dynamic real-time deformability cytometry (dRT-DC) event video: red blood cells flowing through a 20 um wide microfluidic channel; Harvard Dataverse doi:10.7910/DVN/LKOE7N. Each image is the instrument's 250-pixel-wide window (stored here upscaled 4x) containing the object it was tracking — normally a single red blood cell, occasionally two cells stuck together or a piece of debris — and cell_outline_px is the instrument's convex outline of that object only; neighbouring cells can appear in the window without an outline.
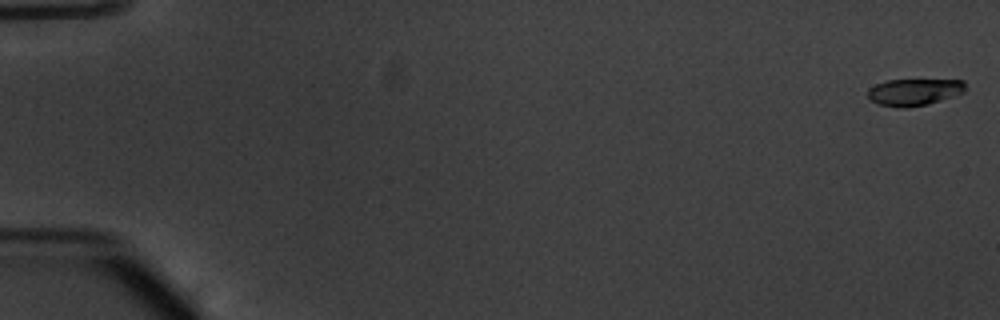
{"species": "common noctule bat (a hibernating species)", "species_latin": "Nyctalus noctula", "temperature_condition": "warm", "stored_images_in_passage": 54, "camera_frame_rate_fps": 3000, "um_per_image_px": 0.085, "animal": {"sex": "male", "body_mass_g": 20.1, "forearm_length_mm": 53.5}, "frame": {"image": 1, "passage_image": 1, "time_ms": 0.0, "image_size_px": [1000, 320], "cell_outline_px": [[964, 92], [940, 100], [924, 104], [904, 108], [880, 104], [872, 100], [868, 96], [868, 88], [876, 84], [888, 80], [964, 80]], "centroid_in_image_um": [77.68, 7.81], "position_along_channel_um": 7.3, "area_um2": 14.85}}
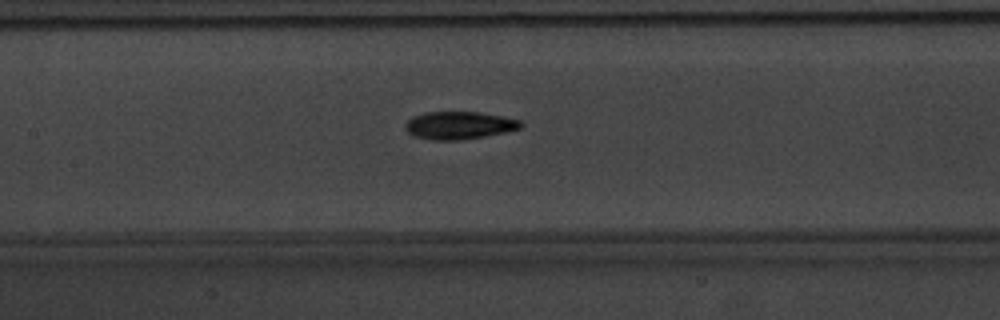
{"frame": {"image": 2, "passage_image": 27, "time_ms": 8.667, "image_size_px": [1000, 320], "cell_outline_px": [[524, 124], [520, 128], [504, 132], [484, 136], [456, 140], [432, 140], [412, 136], [404, 128], [404, 124], [412, 116], [424, 112], [480, 112], [520, 120]], "centroid_in_image_um": [38.97, 10.65], "position_along_channel_um": 168.4, "area_um2": 18.61}}
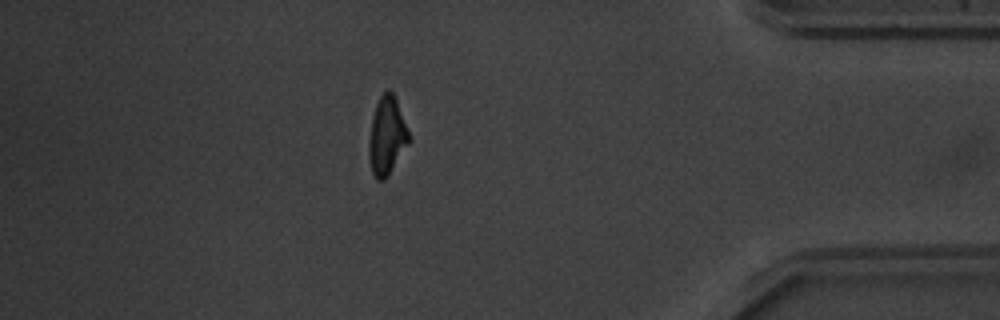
{"frame": {"image": 3, "passage_image": 48, "time_ms": 15.667, "image_size_px": [1000, 320], "cell_outline_px": [[412, 140], [388, 176], [384, 180], [376, 180], [372, 172], [368, 156], [368, 140], [372, 116], [376, 104], [380, 96], [388, 88], [392, 92], [396, 100], [412, 136]], "centroid_in_image_um": [32.9, 11.57], "position_along_channel_um": 402.3, "area_um2": 18.67}, "authors_computed_cell_mechanics": {"area_um2": 17.9469, "velocity_mm_per_s": 3.8253, "shape_relaxation_time_tau1_ms": 3.6306, "shape_relaxation_time_tau2_ms": 2.978, "deformation_change_tau1": 0.1706, "deformation_change_tau2": 0.0969}}